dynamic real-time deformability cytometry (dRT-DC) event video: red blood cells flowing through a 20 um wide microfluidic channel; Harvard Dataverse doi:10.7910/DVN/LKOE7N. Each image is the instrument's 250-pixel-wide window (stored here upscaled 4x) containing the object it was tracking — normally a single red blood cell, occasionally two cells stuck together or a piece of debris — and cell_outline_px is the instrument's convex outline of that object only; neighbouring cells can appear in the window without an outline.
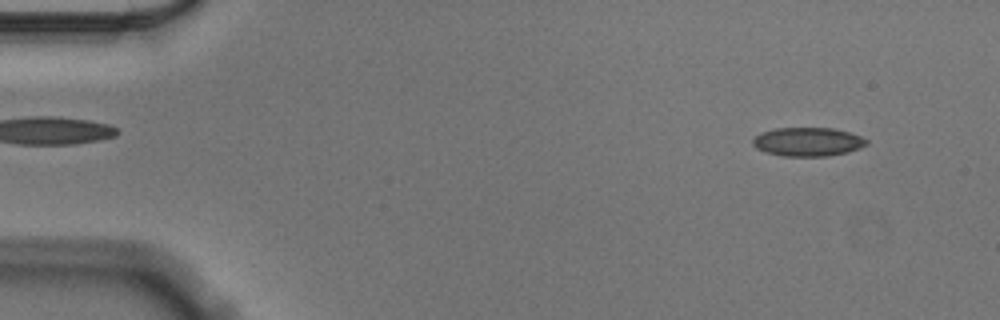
{"species": "Egyptian fruit bat (a non-hibernating species)", "species_latin": "Rousettus aegyptiacus", "temperature_condition": "cold", "stored_images_in_passage": 52, "camera_frame_rate_fps": 3000, "um_per_image_px": 0.085, "animal": {"sex": "male"}, "frame": {"image": 1, "passage_image": 5, "time_ms": 1.333, "image_size_px": [1000, 320], "cell_outline_px": [[868, 144], [860, 148], [848, 152], [828, 156], [784, 156], [764, 152], [756, 148], [752, 144], [752, 140], [760, 132], [776, 128], [832, 128], [848, 132], [860, 136], [868, 140]], "centroid_in_image_um": [68.65, 12.06], "position_along_channel_um": 16.4, "area_um2": 19.13}}
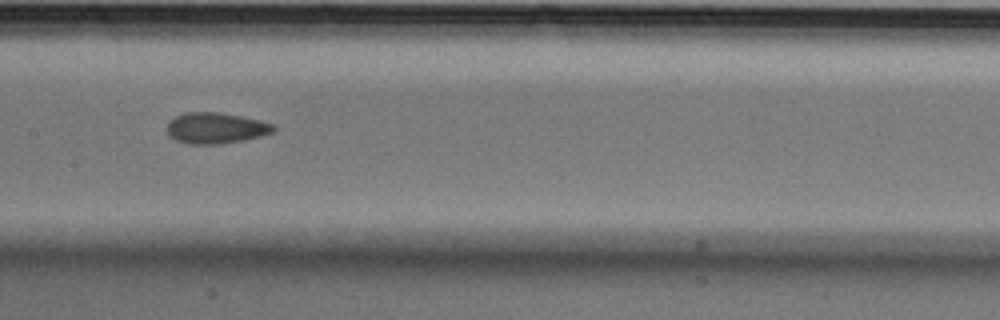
{"frame": {"image": 2, "passage_image": 28, "time_ms": 9.0, "image_size_px": [1000, 320], "cell_outline_px": [[276, 128], [272, 132], [260, 136], [244, 140], [216, 144], [188, 144], [176, 140], [168, 136], [168, 124], [176, 116], [184, 112], [216, 112], [240, 116], [260, 120], [272, 124]], "centroid_in_image_um": [18.33, 10.89], "position_along_channel_um": 189.1, "area_um2": 19.02}}
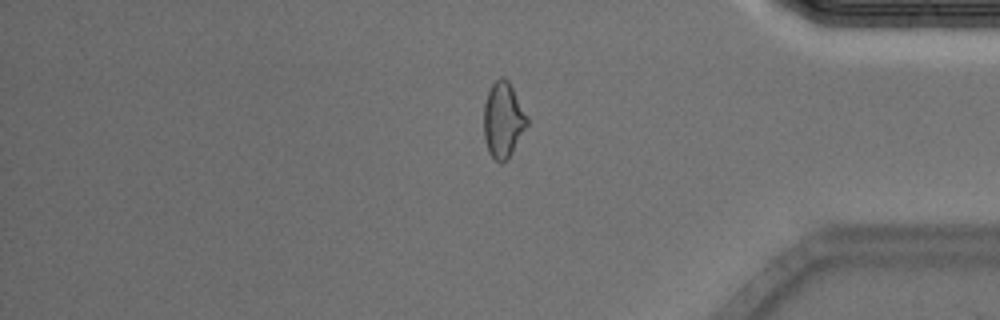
{"frame": {"image": 3, "passage_image": 47, "time_ms": 15.333, "image_size_px": [1000, 320], "cell_outline_px": [[528, 124], [508, 160], [500, 164], [488, 152], [484, 136], [484, 104], [488, 92], [492, 84], [500, 76], [504, 76], [508, 80], [528, 116]], "centroid_in_image_um": [42.77, 10.2], "position_along_channel_um": 392.4, "area_um2": 19.13}, "authors_computed_cell_mechanics": {"area_um2": 19.0451, "velocity_mm_per_s": 3.5539, "shape_relaxation_time_tau1_ms": 6.8118, "shape_relaxation_time_tau2_ms": 2.2436, "deformation_change_tau1": 0.1172, "deformation_change_tau2": 0.0786}}